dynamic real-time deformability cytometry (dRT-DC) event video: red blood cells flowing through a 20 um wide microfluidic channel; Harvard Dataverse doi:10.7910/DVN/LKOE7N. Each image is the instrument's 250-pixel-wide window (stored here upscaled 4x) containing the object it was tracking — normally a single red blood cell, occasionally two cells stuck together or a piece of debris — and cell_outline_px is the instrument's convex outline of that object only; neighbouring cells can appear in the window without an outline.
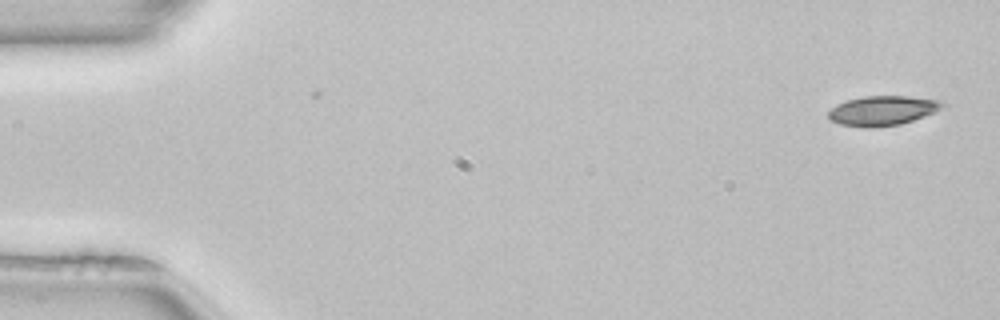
{"species": "common noctule bat (a hibernating species)", "species_latin": "Nyctalus noctula", "temperature_condition": "room temperature", "stored_images_in_passage": 2, "camera_frame_rate_fps": 3000, "um_per_image_px": 0.085, "animal": {"sex": "female", "body_mass_g": 22.7, "forearm_length_mm": 54.2}, "frame": {"image": 1, "passage_image": 1, "time_ms": 0.0, "image_size_px": [1000, 320], "cell_outline_px": [[948, 104], [944, 108], [936, 112], [900, 124], [872, 128], [864, 128], [840, 124], [832, 120], [828, 116], [828, 112], [836, 104], [848, 100], [864, 96], [908, 96], [944, 100]], "centroid_in_image_um": [75.09, 9.39], "position_along_channel_um": 9.9, "area_um2": 19.94}}